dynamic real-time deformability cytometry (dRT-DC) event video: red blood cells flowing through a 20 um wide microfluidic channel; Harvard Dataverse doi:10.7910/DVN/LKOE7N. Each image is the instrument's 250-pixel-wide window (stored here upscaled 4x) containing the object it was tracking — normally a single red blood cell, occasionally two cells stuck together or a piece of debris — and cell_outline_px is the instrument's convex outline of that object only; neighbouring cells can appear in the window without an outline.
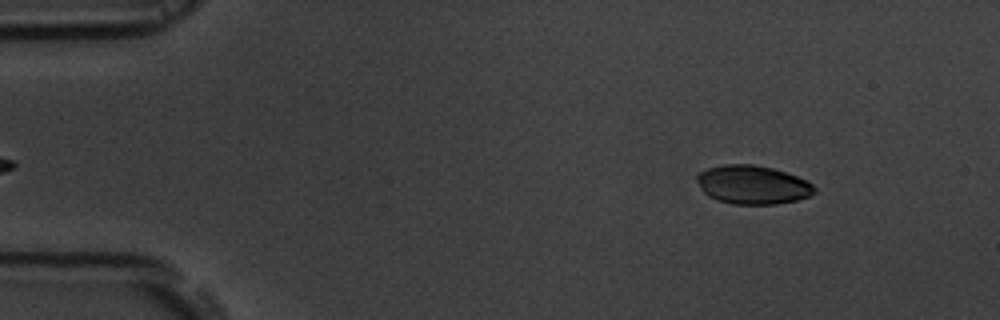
{"species": "common noctule bat (a hibernating species)", "species_latin": "Nyctalus noctula", "temperature_condition": "room temperature", "stored_images_in_passage": 53, "camera_frame_rate_fps": 3000, "um_per_image_px": 0.085, "animal": {"sex": "male", "body_mass_g": 19.5, "forearm_length_mm": 54.6}, "frame": {"image": 1, "passage_image": 4, "time_ms": 1.0, "image_size_px": [1000, 320], "cell_outline_px": [[816, 192], [808, 196], [796, 200], [776, 204], [732, 204], [716, 200], [708, 196], [700, 188], [696, 180], [696, 176], [700, 172], [708, 168], [724, 164], [752, 164], [772, 168], [796, 176], [812, 184], [816, 188]], "centroid_in_image_um": [63.94, 15.71], "position_along_channel_um": 21.1, "area_um2": 26.41}}
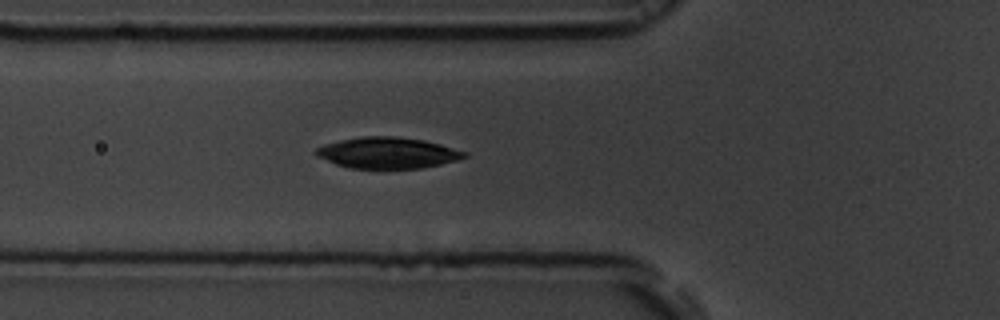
{"frame": {"image": 2, "passage_image": 17, "time_ms": 5.333, "image_size_px": [1000, 320], "cell_outline_px": [[468, 156], [456, 160], [440, 164], [420, 168], [348, 168], [336, 164], [316, 156], [312, 152], [316, 148], [324, 144], [340, 140], [360, 136], [396, 136], [424, 140], [440, 144], [468, 152]], "centroid_in_image_um": [32.91, 12.98], "position_along_channel_um": 92.9, "area_um2": 26.99}}
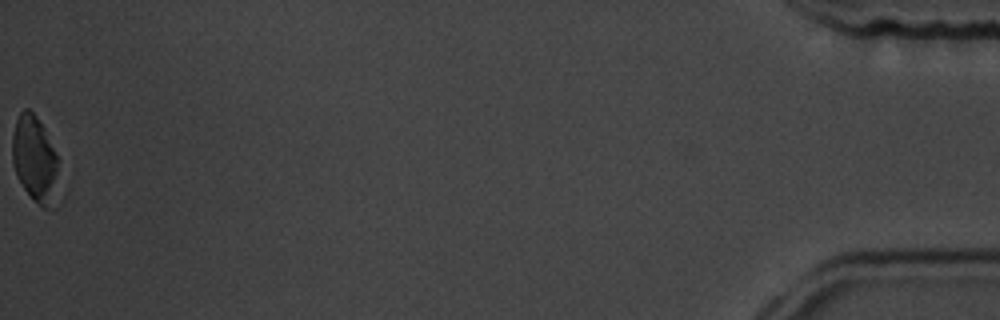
{"frame": {"image": 3, "passage_image": 53, "time_ms": 17.333, "image_size_px": [1000, 320], "cell_outline_px": [[60, 204], [56, 208], [44, 208], [24, 188], [16, 176], [12, 160], [12, 136], [16, 120], [20, 112], [24, 108], [28, 108], [36, 116], [44, 128], [56, 156]], "centroid_in_image_um": [2.99, 13.6], "position_along_channel_um": 432.2, "area_um2": 23.58}, "authors_computed_cell_mechanics": {"area_um2": 26.9926, "velocity_mm_per_s": 3.6676, "shape_relaxation_time_tau1_ms": 2.4727, "shape_relaxation_time_tau2_ms": null, "deformation_change_tau1": 0.0853, "deformation_change_tau2": null}}